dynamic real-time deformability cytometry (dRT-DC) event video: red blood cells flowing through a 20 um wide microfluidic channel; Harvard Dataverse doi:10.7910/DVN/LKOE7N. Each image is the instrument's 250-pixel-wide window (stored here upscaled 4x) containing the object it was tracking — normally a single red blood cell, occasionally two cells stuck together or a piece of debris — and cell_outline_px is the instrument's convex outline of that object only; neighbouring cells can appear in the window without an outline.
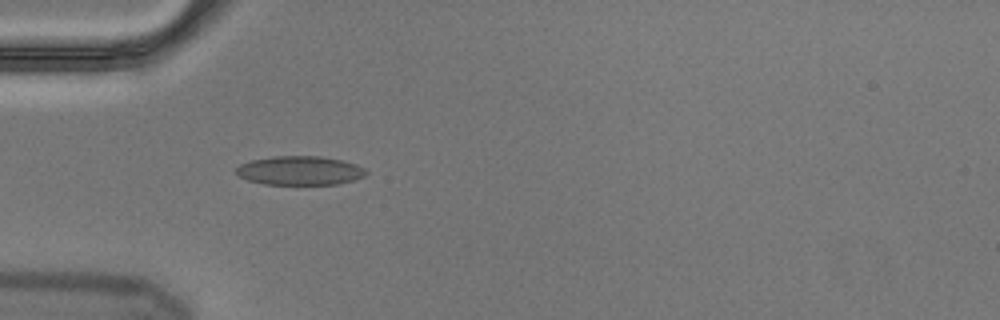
{"species": "Egyptian fruit bat (a non-hibernating species)", "species_latin": "Rousettus aegyptiacus", "temperature_condition": "cold", "stored_images_in_passage": 4, "camera_frame_rate_fps": 3000, "um_per_image_px": 0.085, "animal": {"sex": "male"}, "frame": {"image": 1, "passage_image": 3, "time_ms": 0.667, "image_size_px": [1000, 320], "cell_outline_px": [[368, 172], [364, 176], [352, 180], [336, 184], [264, 184], [248, 180], [240, 176], [236, 172], [236, 168], [240, 164], [252, 160], [272, 156], [320, 156], [340, 160], [356, 164], [364, 168]], "centroid_in_image_um": [25.48, 14.49], "position_along_channel_um": 59.5, "area_um2": 21.73}}
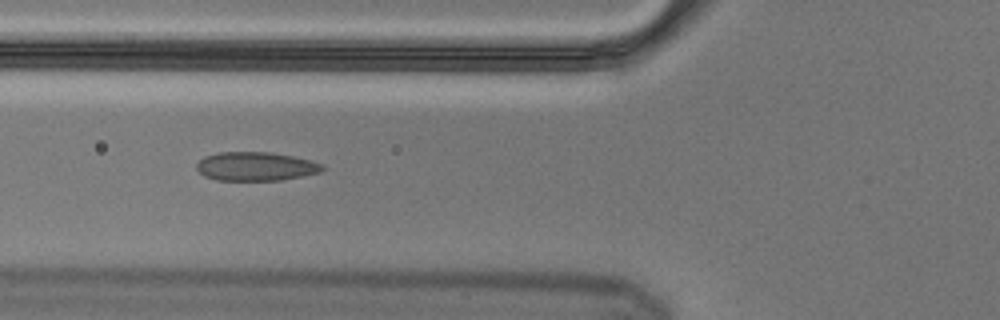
{"frame": {"image": 2, "passage_image": 4, "time_ms": 1.0, "image_size_px": [1000, 320], "cell_outline_px": [[324, 168], [320, 172], [280, 180], [216, 180], [204, 176], [196, 168], [196, 164], [204, 156], [220, 152], [272, 152], [312, 160], [324, 164]], "centroid_in_image_um": [21.74, 14.13], "position_along_channel_um": 104.1, "area_um2": 21.1}}